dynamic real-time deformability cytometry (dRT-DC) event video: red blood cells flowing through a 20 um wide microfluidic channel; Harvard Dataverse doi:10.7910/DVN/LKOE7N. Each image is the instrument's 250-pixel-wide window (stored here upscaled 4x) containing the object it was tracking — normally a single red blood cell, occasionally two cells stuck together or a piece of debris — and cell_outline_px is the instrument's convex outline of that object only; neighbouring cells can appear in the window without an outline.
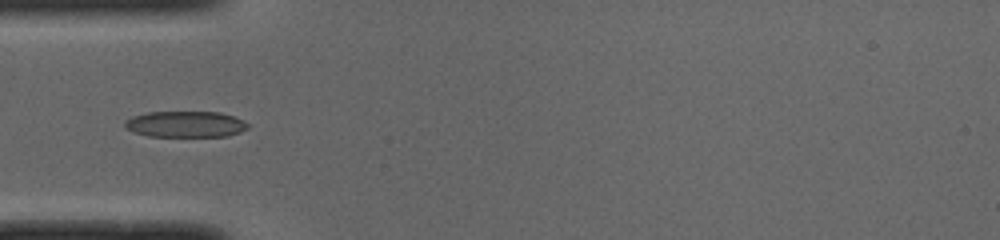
{"species": "common noctule bat (a hibernating species)", "species_latin": "Nyctalus noctula", "temperature_condition": "cold", "stored_images_in_passage": 36, "camera_frame_rate_fps": 3000, "um_per_image_px": 0.085, "animal": {"sex": "male", "body_mass_g": 19.0, "forearm_length_mm": 50.8}, "frame": {"image": 1, "passage_image": 1, "time_ms": 0.0, "image_size_px": [1000, 240], "cell_outline_px": [[248, 128], [240, 132], [228, 136], [148, 136], [136, 132], [128, 128], [124, 124], [124, 120], [132, 116], [148, 112], [220, 112], [236, 116], [248, 124]], "centroid_in_image_um": [15.8, 10.55], "position_along_channel_um": 69.2, "area_um2": 18.67}}
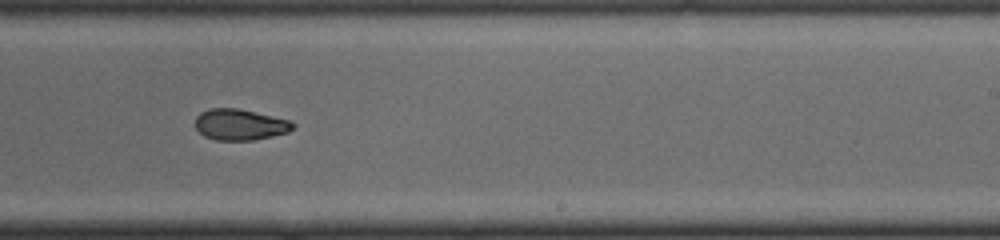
{"frame": {"image": 2, "passage_image": 16, "time_ms": 5.0, "image_size_px": [1000, 240], "cell_outline_px": [[296, 124], [288, 132], [272, 136], [252, 140], [216, 140], [204, 136], [196, 128], [196, 116], [200, 112], [212, 108], [236, 108], [272, 116], [288, 120]], "centroid_in_image_um": [20.37, 10.59], "position_along_channel_um": 268.6, "area_um2": 17.46}}
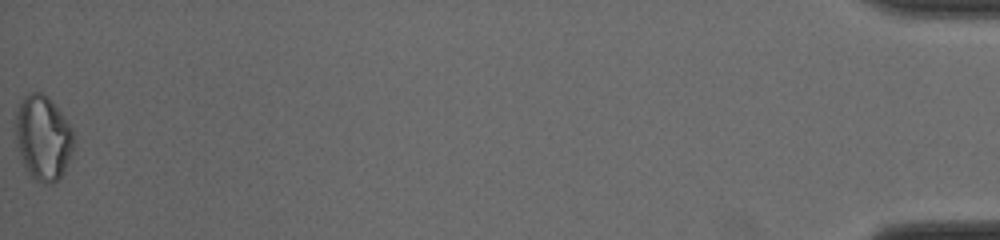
{"frame": {"image": 3, "passage_image": 36, "time_ms": 11.667, "image_size_px": [1000, 240], "cell_outline_px": [[72, 152], [64, 172], [52, 184], [48, 184], [36, 180], [24, 168], [16, 136], [16, 108], [20, 100], [28, 92], [40, 92], [48, 96], [52, 100], [64, 116], [72, 128]], "centroid_in_image_um": [3.65, 11.67], "position_along_channel_um": 431.5, "area_um2": 28.55}}